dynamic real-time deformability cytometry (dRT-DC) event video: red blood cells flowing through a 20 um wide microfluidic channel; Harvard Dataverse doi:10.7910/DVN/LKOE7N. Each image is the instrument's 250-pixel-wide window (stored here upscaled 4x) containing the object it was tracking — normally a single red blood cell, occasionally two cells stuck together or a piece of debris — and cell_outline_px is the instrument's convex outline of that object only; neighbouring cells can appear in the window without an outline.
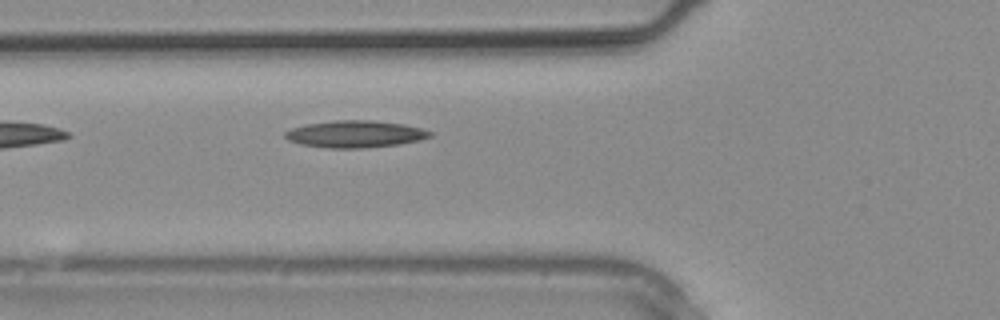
{"species": "common noctule bat (a hibernating species)", "species_latin": "Nyctalus noctula", "temperature_condition": "warm", "stored_images_in_passage": 5, "camera_frame_rate_fps": 3000, "um_per_image_px": 0.085, "animal": {"sex": "male", "body_mass_g": 20.4}, "frame": {"image": 1, "passage_image": 5, "time_ms": 1.333, "image_size_px": [1000, 320], "cell_outline_px": [[432, 136], [400, 144], [364, 148], [328, 148], [300, 144], [288, 140], [284, 136], [284, 132], [292, 128], [308, 124], [336, 120], [372, 120], [404, 124], [420, 128], [432, 132]], "centroid_in_image_um": [30.17, 11.39], "position_along_channel_um": 95.6, "area_um2": 22.66}}